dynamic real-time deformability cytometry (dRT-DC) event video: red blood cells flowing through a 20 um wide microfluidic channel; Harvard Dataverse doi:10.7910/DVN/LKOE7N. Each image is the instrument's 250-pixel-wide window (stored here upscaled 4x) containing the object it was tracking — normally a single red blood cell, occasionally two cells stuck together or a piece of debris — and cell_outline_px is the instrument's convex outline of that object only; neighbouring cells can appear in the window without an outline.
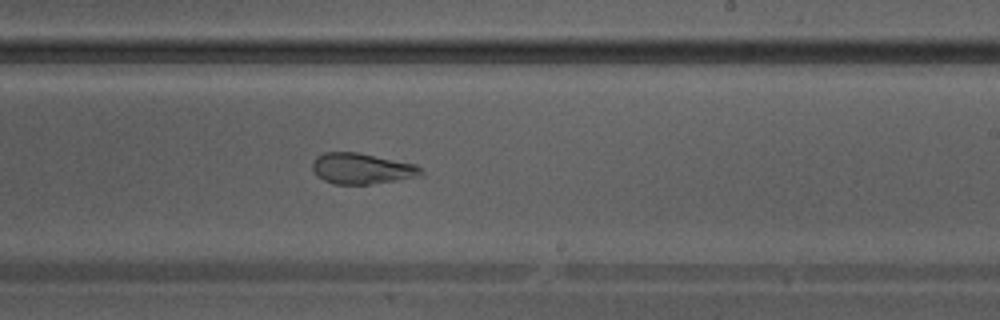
{"species": "Egyptian fruit bat (a non-hibernating species)", "species_latin": "Rousettus aegyptiacus", "temperature_condition": "warm", "stored_images_in_passage": 33, "camera_frame_rate_fps": 3000, "um_per_image_px": 0.085, "animal": {"sex": "male"}, "frame": {"image": 1, "passage_image": 19, "time_ms": 6.0, "image_size_px": [1000, 320], "cell_outline_px": [[424, 176], [368, 184], [336, 184], [324, 180], [316, 176], [312, 168], [312, 164], [316, 156], [324, 152], [356, 152], [416, 164], [424, 172]], "centroid_in_image_um": [30.75, 14.33], "position_along_channel_um": 258.2, "area_um2": 19.54}}